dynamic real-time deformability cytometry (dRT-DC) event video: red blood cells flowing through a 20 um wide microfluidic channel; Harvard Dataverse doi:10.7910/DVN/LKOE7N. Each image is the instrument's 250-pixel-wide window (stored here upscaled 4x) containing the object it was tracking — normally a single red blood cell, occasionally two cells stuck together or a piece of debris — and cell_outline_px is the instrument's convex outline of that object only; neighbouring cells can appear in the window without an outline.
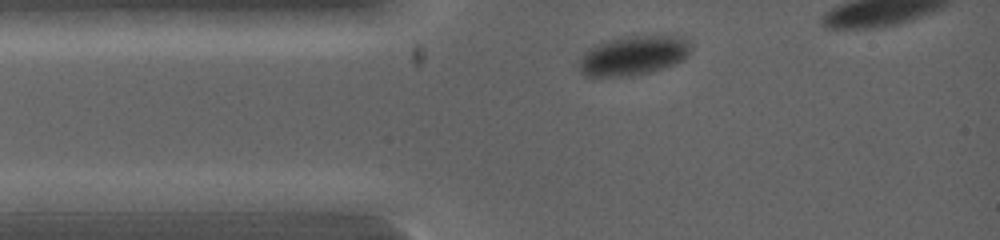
{"species": "common noctule bat (a hibernating species)", "species_latin": "Nyctalus noctula", "temperature_condition": "warm", "stored_images_in_passage": 3, "camera_frame_rate_fps": 5000, "um_per_image_px": 0.085, "animal": {"sex": "female", "body_mass_g": 19.0, "forearm_length_mm": 53.3}, "frame": {"image": 1, "passage_image": 1, "time_ms": 0.0, "image_size_px": [1000, 240], "cell_outline_px": [[688, 56], [672, 64], [648, 72], [628, 76], [584, 76], [580, 72], [580, 56], [588, 48], [596, 44], [632, 32], [676, 32], [688, 40]], "centroid_in_image_um": [53.86, 4.6], "position_along_channel_um": 31.1, "area_um2": 26.88}}